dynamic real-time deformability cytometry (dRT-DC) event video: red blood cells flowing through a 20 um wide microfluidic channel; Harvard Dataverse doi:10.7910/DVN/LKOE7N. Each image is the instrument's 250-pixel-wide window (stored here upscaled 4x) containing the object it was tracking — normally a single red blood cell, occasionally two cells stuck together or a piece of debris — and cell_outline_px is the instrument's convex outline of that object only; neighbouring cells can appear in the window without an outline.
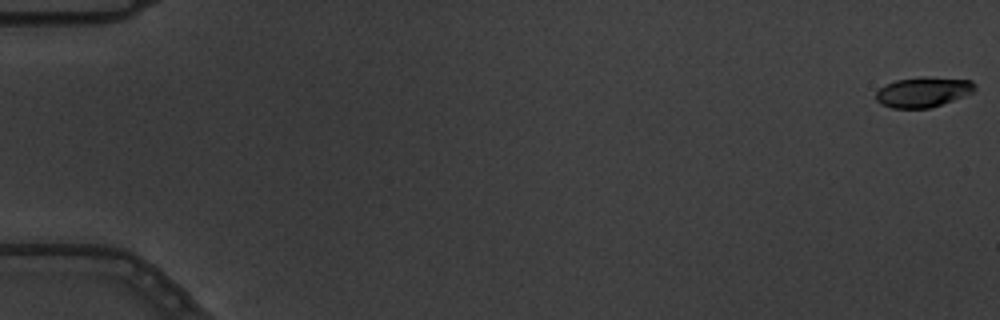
{"species": "common noctule bat (a hibernating species)", "species_latin": "Nyctalus noctula", "temperature_condition": "warm", "stored_images_in_passage": 6, "camera_frame_rate_fps": 3000, "um_per_image_px": 0.085, "animal": {"sex": "male", "body_mass_g": 19.5, "forearm_length_mm": 54.6}, "frame": {"image": 1, "passage_image": 1, "time_ms": 0.0, "image_size_px": [1000, 320], "cell_outline_px": [[976, 88], [972, 92], [964, 96], [928, 108], [892, 108], [880, 104], [876, 100], [876, 92], [884, 84], [896, 80], [924, 76], [928, 76], [972, 80], [976, 84]], "centroid_in_image_um": [78.45, 7.8], "position_along_channel_um": 6.5, "area_um2": 17.46}}
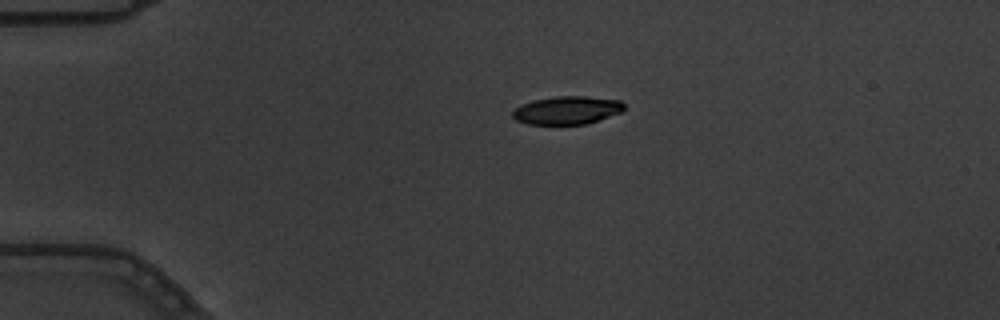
{"frame": {"image": 2, "passage_image": 4, "time_ms": 1.0, "image_size_px": [1000, 320], "cell_outline_px": [[624, 108], [620, 112], [584, 124], [528, 124], [516, 120], [512, 116], [512, 112], [516, 108], [532, 100], [556, 96], [584, 96], [620, 100], [624, 104]], "centroid_in_image_um": [48.17, 9.36], "position_along_channel_um": 36.8, "area_um2": 17.98}}